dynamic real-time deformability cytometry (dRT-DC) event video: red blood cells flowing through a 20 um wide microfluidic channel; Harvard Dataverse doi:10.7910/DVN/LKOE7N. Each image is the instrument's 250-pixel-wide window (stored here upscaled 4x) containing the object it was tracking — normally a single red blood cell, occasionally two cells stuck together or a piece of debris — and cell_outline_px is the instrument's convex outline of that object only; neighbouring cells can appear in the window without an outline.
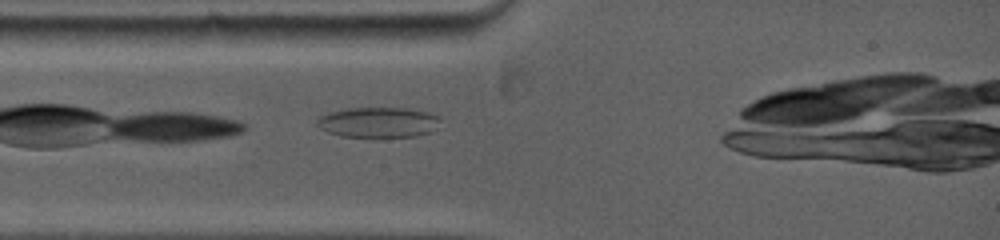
{"species": "common noctule bat (a hibernating species)", "species_latin": "Nyctalus noctula", "temperature_condition": "warm", "stored_images_in_passage": 40, "camera_frame_rate_fps": 5000, "um_per_image_px": 0.085, "animal": {"sex": "female", "body_mass_g": 19.0, "forearm_length_mm": 53.3}, "frame": {"image": 1, "passage_image": 6, "time_ms": 0.6, "image_size_px": [1000, 240], "cell_outline_px": [[440, 120], [428, 132], [412, 136], [344, 136], [328, 132], [320, 128], [316, 124], [316, 120], [320, 116], [328, 112], [348, 108], [404, 108], [424, 112], [440, 116]], "centroid_in_image_um": [32.07, 10.38], "position_along_channel_um": 52.9, "area_um2": 21.21}}
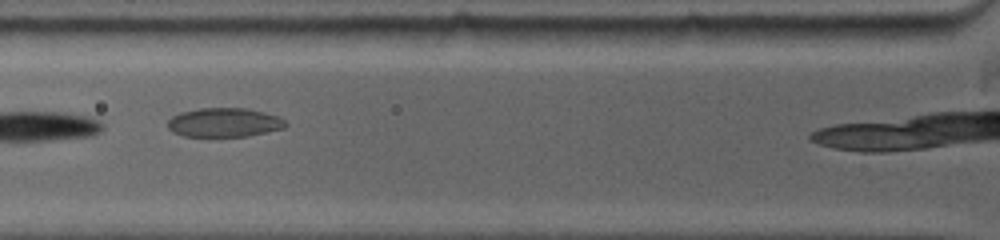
{"frame": {"image": 2, "passage_image": 17, "time_ms": 2.0, "image_size_px": [1000, 240], "cell_outline_px": [[288, 124], [284, 128], [248, 136], [184, 136], [172, 132], [168, 128], [168, 120], [172, 116], [180, 112], [200, 108], [248, 108], [280, 116]], "centroid_in_image_um": [19.07, 10.4], "position_along_channel_um": 106.7, "area_um2": 20.06}}
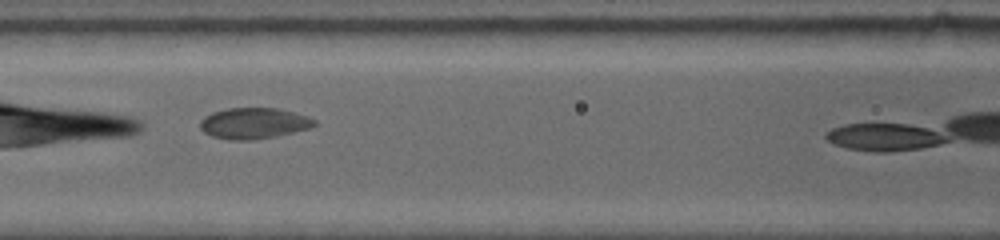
{"frame": {"image": 3, "passage_image": 24, "time_ms": 3.0, "image_size_px": [1000, 240], "cell_outline_px": [[316, 124], [312, 128], [272, 136], [244, 140], [236, 140], [212, 136], [204, 132], [200, 128], [200, 120], [204, 116], [212, 112], [228, 108], [280, 108], [296, 112], [308, 116], [316, 120]], "centroid_in_image_um": [21.59, 10.45], "position_along_channel_um": 145.0, "area_um2": 20.52}}